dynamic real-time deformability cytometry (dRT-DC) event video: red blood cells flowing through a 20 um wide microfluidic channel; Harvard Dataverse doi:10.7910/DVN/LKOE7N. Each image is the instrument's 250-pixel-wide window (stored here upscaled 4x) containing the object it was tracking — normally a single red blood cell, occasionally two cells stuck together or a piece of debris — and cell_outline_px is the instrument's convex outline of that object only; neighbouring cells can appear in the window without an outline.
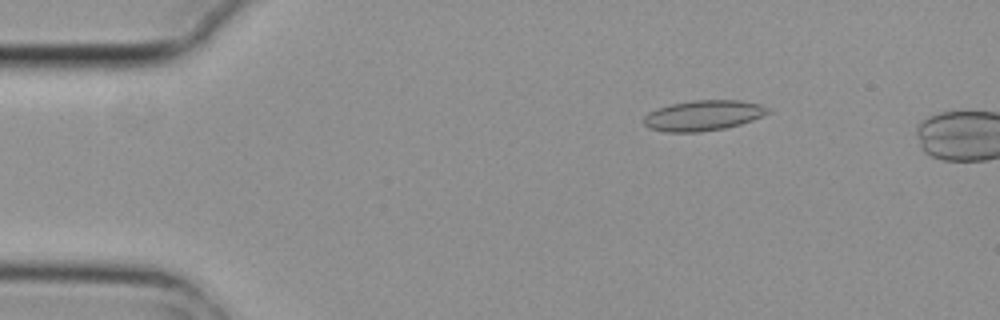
{"species": "common noctule bat (a hibernating species)", "species_latin": "Nyctalus noctula", "temperature_condition": "cold", "stored_images_in_passage": 4, "camera_frame_rate_fps": 3000, "um_per_image_px": 0.085, "animal": {"sex": "female", "body_mass_g": 29.2, "forearm_length_mm": 56.3}, "frame": {"image": 1, "passage_image": 3, "time_ms": 0.667, "image_size_px": [1000, 320], "cell_outline_px": [[772, 112], [752, 120], [740, 124], [724, 128], [700, 132], [664, 132], [648, 128], [644, 124], [644, 116], [648, 112], [656, 108], [672, 104], [692, 100], [740, 100], [760, 104], [768, 108]], "centroid_in_image_um": [59.76, 9.81], "position_along_channel_um": 25.2, "area_um2": 22.08}}